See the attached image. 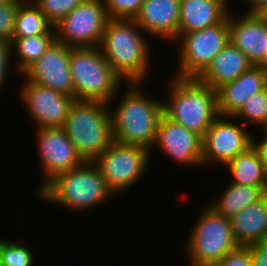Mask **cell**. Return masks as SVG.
<instances>
[{
	"label": "cell",
	"mask_w": 267,
	"mask_h": 266,
	"mask_svg": "<svg viewBox=\"0 0 267 266\" xmlns=\"http://www.w3.org/2000/svg\"><path fill=\"white\" fill-rule=\"evenodd\" d=\"M118 104L110 110L113 139L126 145L142 146L149 151L156 140L158 123L163 115V101L148 96L144 83H126ZM143 90V91H142Z\"/></svg>",
	"instance_id": "cell-1"
},
{
	"label": "cell",
	"mask_w": 267,
	"mask_h": 266,
	"mask_svg": "<svg viewBox=\"0 0 267 266\" xmlns=\"http://www.w3.org/2000/svg\"><path fill=\"white\" fill-rule=\"evenodd\" d=\"M145 35L134 19L110 18L107 23L99 47L124 84L146 83L150 75L151 45Z\"/></svg>",
	"instance_id": "cell-2"
},
{
	"label": "cell",
	"mask_w": 267,
	"mask_h": 266,
	"mask_svg": "<svg viewBox=\"0 0 267 266\" xmlns=\"http://www.w3.org/2000/svg\"><path fill=\"white\" fill-rule=\"evenodd\" d=\"M37 195L43 202L78 213L95 209L115 197L93 161H84L80 166L56 175Z\"/></svg>",
	"instance_id": "cell-3"
},
{
	"label": "cell",
	"mask_w": 267,
	"mask_h": 266,
	"mask_svg": "<svg viewBox=\"0 0 267 266\" xmlns=\"http://www.w3.org/2000/svg\"><path fill=\"white\" fill-rule=\"evenodd\" d=\"M170 81L169 99L163 101V114L203 138L219 116L216 90L196 78L173 76Z\"/></svg>",
	"instance_id": "cell-4"
},
{
	"label": "cell",
	"mask_w": 267,
	"mask_h": 266,
	"mask_svg": "<svg viewBox=\"0 0 267 266\" xmlns=\"http://www.w3.org/2000/svg\"><path fill=\"white\" fill-rule=\"evenodd\" d=\"M109 108L87 100H75L70 108L62 128L84 161H94L114 141Z\"/></svg>",
	"instance_id": "cell-5"
},
{
	"label": "cell",
	"mask_w": 267,
	"mask_h": 266,
	"mask_svg": "<svg viewBox=\"0 0 267 266\" xmlns=\"http://www.w3.org/2000/svg\"><path fill=\"white\" fill-rule=\"evenodd\" d=\"M69 68L76 100L109 105L115 101L124 80L112 69L99 46L71 48Z\"/></svg>",
	"instance_id": "cell-6"
},
{
	"label": "cell",
	"mask_w": 267,
	"mask_h": 266,
	"mask_svg": "<svg viewBox=\"0 0 267 266\" xmlns=\"http://www.w3.org/2000/svg\"><path fill=\"white\" fill-rule=\"evenodd\" d=\"M190 228L185 254L190 266H212L239 248L230 218L221 216L208 204Z\"/></svg>",
	"instance_id": "cell-7"
},
{
	"label": "cell",
	"mask_w": 267,
	"mask_h": 266,
	"mask_svg": "<svg viewBox=\"0 0 267 266\" xmlns=\"http://www.w3.org/2000/svg\"><path fill=\"white\" fill-rule=\"evenodd\" d=\"M228 42V15L216 25L183 33L173 42V46L178 47H176L178 67L174 76L197 78Z\"/></svg>",
	"instance_id": "cell-8"
},
{
	"label": "cell",
	"mask_w": 267,
	"mask_h": 266,
	"mask_svg": "<svg viewBox=\"0 0 267 266\" xmlns=\"http://www.w3.org/2000/svg\"><path fill=\"white\" fill-rule=\"evenodd\" d=\"M151 152L137 145L113 141L93 162L99 168L109 189L117 196L136 185L149 170Z\"/></svg>",
	"instance_id": "cell-9"
},
{
	"label": "cell",
	"mask_w": 267,
	"mask_h": 266,
	"mask_svg": "<svg viewBox=\"0 0 267 266\" xmlns=\"http://www.w3.org/2000/svg\"><path fill=\"white\" fill-rule=\"evenodd\" d=\"M109 19L103 0L79 4L54 26L56 40L72 48L97 47Z\"/></svg>",
	"instance_id": "cell-10"
},
{
	"label": "cell",
	"mask_w": 267,
	"mask_h": 266,
	"mask_svg": "<svg viewBox=\"0 0 267 266\" xmlns=\"http://www.w3.org/2000/svg\"><path fill=\"white\" fill-rule=\"evenodd\" d=\"M233 116H218L202 138V164L225 166L252 146L253 135ZM245 127V128H244Z\"/></svg>",
	"instance_id": "cell-11"
},
{
	"label": "cell",
	"mask_w": 267,
	"mask_h": 266,
	"mask_svg": "<svg viewBox=\"0 0 267 266\" xmlns=\"http://www.w3.org/2000/svg\"><path fill=\"white\" fill-rule=\"evenodd\" d=\"M19 99L34 121L35 129L63 127L75 97L43 87L23 78Z\"/></svg>",
	"instance_id": "cell-12"
},
{
	"label": "cell",
	"mask_w": 267,
	"mask_h": 266,
	"mask_svg": "<svg viewBox=\"0 0 267 266\" xmlns=\"http://www.w3.org/2000/svg\"><path fill=\"white\" fill-rule=\"evenodd\" d=\"M36 148L44 182L37 193L56 175L80 166L84 160L67 137L62 127H44L35 130Z\"/></svg>",
	"instance_id": "cell-13"
},
{
	"label": "cell",
	"mask_w": 267,
	"mask_h": 266,
	"mask_svg": "<svg viewBox=\"0 0 267 266\" xmlns=\"http://www.w3.org/2000/svg\"><path fill=\"white\" fill-rule=\"evenodd\" d=\"M71 48L55 40L21 76L27 81L74 97V86L69 68Z\"/></svg>",
	"instance_id": "cell-14"
},
{
	"label": "cell",
	"mask_w": 267,
	"mask_h": 266,
	"mask_svg": "<svg viewBox=\"0 0 267 266\" xmlns=\"http://www.w3.org/2000/svg\"><path fill=\"white\" fill-rule=\"evenodd\" d=\"M158 148L171 161L179 166H197L202 164V137L183 125L173 122L164 114L158 123L155 143L150 152Z\"/></svg>",
	"instance_id": "cell-15"
},
{
	"label": "cell",
	"mask_w": 267,
	"mask_h": 266,
	"mask_svg": "<svg viewBox=\"0 0 267 266\" xmlns=\"http://www.w3.org/2000/svg\"><path fill=\"white\" fill-rule=\"evenodd\" d=\"M228 13L229 41L240 49L250 63L259 66L267 53V25L253 13L234 16Z\"/></svg>",
	"instance_id": "cell-16"
},
{
	"label": "cell",
	"mask_w": 267,
	"mask_h": 266,
	"mask_svg": "<svg viewBox=\"0 0 267 266\" xmlns=\"http://www.w3.org/2000/svg\"><path fill=\"white\" fill-rule=\"evenodd\" d=\"M181 0H144L135 22L150 37L173 42L178 38Z\"/></svg>",
	"instance_id": "cell-17"
},
{
	"label": "cell",
	"mask_w": 267,
	"mask_h": 266,
	"mask_svg": "<svg viewBox=\"0 0 267 266\" xmlns=\"http://www.w3.org/2000/svg\"><path fill=\"white\" fill-rule=\"evenodd\" d=\"M267 87V71L251 66L235 80L216 90L220 116H234L249 98Z\"/></svg>",
	"instance_id": "cell-18"
},
{
	"label": "cell",
	"mask_w": 267,
	"mask_h": 266,
	"mask_svg": "<svg viewBox=\"0 0 267 266\" xmlns=\"http://www.w3.org/2000/svg\"><path fill=\"white\" fill-rule=\"evenodd\" d=\"M251 66L244 53L229 41L196 79L217 90L238 78Z\"/></svg>",
	"instance_id": "cell-19"
},
{
	"label": "cell",
	"mask_w": 267,
	"mask_h": 266,
	"mask_svg": "<svg viewBox=\"0 0 267 266\" xmlns=\"http://www.w3.org/2000/svg\"><path fill=\"white\" fill-rule=\"evenodd\" d=\"M230 222L239 246L267 240V194L233 215Z\"/></svg>",
	"instance_id": "cell-20"
},
{
	"label": "cell",
	"mask_w": 267,
	"mask_h": 266,
	"mask_svg": "<svg viewBox=\"0 0 267 266\" xmlns=\"http://www.w3.org/2000/svg\"><path fill=\"white\" fill-rule=\"evenodd\" d=\"M229 10L219 0H181L178 37L220 23Z\"/></svg>",
	"instance_id": "cell-21"
},
{
	"label": "cell",
	"mask_w": 267,
	"mask_h": 266,
	"mask_svg": "<svg viewBox=\"0 0 267 266\" xmlns=\"http://www.w3.org/2000/svg\"><path fill=\"white\" fill-rule=\"evenodd\" d=\"M267 194V187H252L229 182L226 189L210 201L209 206L221 216L231 218L250 204L259 201Z\"/></svg>",
	"instance_id": "cell-22"
},
{
	"label": "cell",
	"mask_w": 267,
	"mask_h": 266,
	"mask_svg": "<svg viewBox=\"0 0 267 266\" xmlns=\"http://www.w3.org/2000/svg\"><path fill=\"white\" fill-rule=\"evenodd\" d=\"M232 183L252 187H267V171L256 149L250 146L224 166Z\"/></svg>",
	"instance_id": "cell-23"
},
{
	"label": "cell",
	"mask_w": 267,
	"mask_h": 266,
	"mask_svg": "<svg viewBox=\"0 0 267 266\" xmlns=\"http://www.w3.org/2000/svg\"><path fill=\"white\" fill-rule=\"evenodd\" d=\"M56 40V34H43L27 37H12V58L17 59L14 71L21 75L31 64L44 54Z\"/></svg>",
	"instance_id": "cell-24"
},
{
	"label": "cell",
	"mask_w": 267,
	"mask_h": 266,
	"mask_svg": "<svg viewBox=\"0 0 267 266\" xmlns=\"http://www.w3.org/2000/svg\"><path fill=\"white\" fill-rule=\"evenodd\" d=\"M56 34L54 26L32 0H22L15 19L12 37Z\"/></svg>",
	"instance_id": "cell-25"
},
{
	"label": "cell",
	"mask_w": 267,
	"mask_h": 266,
	"mask_svg": "<svg viewBox=\"0 0 267 266\" xmlns=\"http://www.w3.org/2000/svg\"><path fill=\"white\" fill-rule=\"evenodd\" d=\"M233 117L263 129L267 124V87L252 95Z\"/></svg>",
	"instance_id": "cell-26"
},
{
	"label": "cell",
	"mask_w": 267,
	"mask_h": 266,
	"mask_svg": "<svg viewBox=\"0 0 267 266\" xmlns=\"http://www.w3.org/2000/svg\"><path fill=\"white\" fill-rule=\"evenodd\" d=\"M33 251L12 240H0V266H33Z\"/></svg>",
	"instance_id": "cell-27"
},
{
	"label": "cell",
	"mask_w": 267,
	"mask_h": 266,
	"mask_svg": "<svg viewBox=\"0 0 267 266\" xmlns=\"http://www.w3.org/2000/svg\"><path fill=\"white\" fill-rule=\"evenodd\" d=\"M44 13L48 21L55 26L76 6L90 0H32Z\"/></svg>",
	"instance_id": "cell-28"
},
{
	"label": "cell",
	"mask_w": 267,
	"mask_h": 266,
	"mask_svg": "<svg viewBox=\"0 0 267 266\" xmlns=\"http://www.w3.org/2000/svg\"><path fill=\"white\" fill-rule=\"evenodd\" d=\"M109 18L134 19L144 0H103Z\"/></svg>",
	"instance_id": "cell-29"
},
{
	"label": "cell",
	"mask_w": 267,
	"mask_h": 266,
	"mask_svg": "<svg viewBox=\"0 0 267 266\" xmlns=\"http://www.w3.org/2000/svg\"><path fill=\"white\" fill-rule=\"evenodd\" d=\"M21 1L16 0L10 3L0 4V40L11 42L15 19Z\"/></svg>",
	"instance_id": "cell-30"
},
{
	"label": "cell",
	"mask_w": 267,
	"mask_h": 266,
	"mask_svg": "<svg viewBox=\"0 0 267 266\" xmlns=\"http://www.w3.org/2000/svg\"><path fill=\"white\" fill-rule=\"evenodd\" d=\"M212 266H253L249 247L240 246Z\"/></svg>",
	"instance_id": "cell-31"
},
{
	"label": "cell",
	"mask_w": 267,
	"mask_h": 266,
	"mask_svg": "<svg viewBox=\"0 0 267 266\" xmlns=\"http://www.w3.org/2000/svg\"><path fill=\"white\" fill-rule=\"evenodd\" d=\"M12 59L11 43L0 40V90L10 75Z\"/></svg>",
	"instance_id": "cell-32"
},
{
	"label": "cell",
	"mask_w": 267,
	"mask_h": 266,
	"mask_svg": "<svg viewBox=\"0 0 267 266\" xmlns=\"http://www.w3.org/2000/svg\"><path fill=\"white\" fill-rule=\"evenodd\" d=\"M252 254L253 266H267V240L248 246Z\"/></svg>",
	"instance_id": "cell-33"
},
{
	"label": "cell",
	"mask_w": 267,
	"mask_h": 266,
	"mask_svg": "<svg viewBox=\"0 0 267 266\" xmlns=\"http://www.w3.org/2000/svg\"><path fill=\"white\" fill-rule=\"evenodd\" d=\"M260 131L261 132L263 131L261 133V134H263V136L257 140H256V137L253 136L252 145L256 149V151L258 152L260 159H261L262 163L264 164V167L267 171V133L263 129H261Z\"/></svg>",
	"instance_id": "cell-34"
},
{
	"label": "cell",
	"mask_w": 267,
	"mask_h": 266,
	"mask_svg": "<svg viewBox=\"0 0 267 266\" xmlns=\"http://www.w3.org/2000/svg\"><path fill=\"white\" fill-rule=\"evenodd\" d=\"M262 23L267 25V3L258 6L252 12Z\"/></svg>",
	"instance_id": "cell-35"
},
{
	"label": "cell",
	"mask_w": 267,
	"mask_h": 266,
	"mask_svg": "<svg viewBox=\"0 0 267 266\" xmlns=\"http://www.w3.org/2000/svg\"><path fill=\"white\" fill-rule=\"evenodd\" d=\"M240 1L242 2V0H240ZM243 1L248 3V5H250L249 11H246V12H250V13H252L258 6L267 3V0H243Z\"/></svg>",
	"instance_id": "cell-36"
},
{
	"label": "cell",
	"mask_w": 267,
	"mask_h": 266,
	"mask_svg": "<svg viewBox=\"0 0 267 266\" xmlns=\"http://www.w3.org/2000/svg\"><path fill=\"white\" fill-rule=\"evenodd\" d=\"M259 66H261L265 71H267V53L264 58V61Z\"/></svg>",
	"instance_id": "cell-37"
},
{
	"label": "cell",
	"mask_w": 267,
	"mask_h": 266,
	"mask_svg": "<svg viewBox=\"0 0 267 266\" xmlns=\"http://www.w3.org/2000/svg\"><path fill=\"white\" fill-rule=\"evenodd\" d=\"M229 11L232 10L230 7H229V1L230 0H219ZM229 7V8H228Z\"/></svg>",
	"instance_id": "cell-38"
},
{
	"label": "cell",
	"mask_w": 267,
	"mask_h": 266,
	"mask_svg": "<svg viewBox=\"0 0 267 266\" xmlns=\"http://www.w3.org/2000/svg\"><path fill=\"white\" fill-rule=\"evenodd\" d=\"M16 0H0V4L10 3Z\"/></svg>",
	"instance_id": "cell-39"
},
{
	"label": "cell",
	"mask_w": 267,
	"mask_h": 266,
	"mask_svg": "<svg viewBox=\"0 0 267 266\" xmlns=\"http://www.w3.org/2000/svg\"><path fill=\"white\" fill-rule=\"evenodd\" d=\"M263 130L267 133V124L263 127Z\"/></svg>",
	"instance_id": "cell-40"
}]
</instances>
